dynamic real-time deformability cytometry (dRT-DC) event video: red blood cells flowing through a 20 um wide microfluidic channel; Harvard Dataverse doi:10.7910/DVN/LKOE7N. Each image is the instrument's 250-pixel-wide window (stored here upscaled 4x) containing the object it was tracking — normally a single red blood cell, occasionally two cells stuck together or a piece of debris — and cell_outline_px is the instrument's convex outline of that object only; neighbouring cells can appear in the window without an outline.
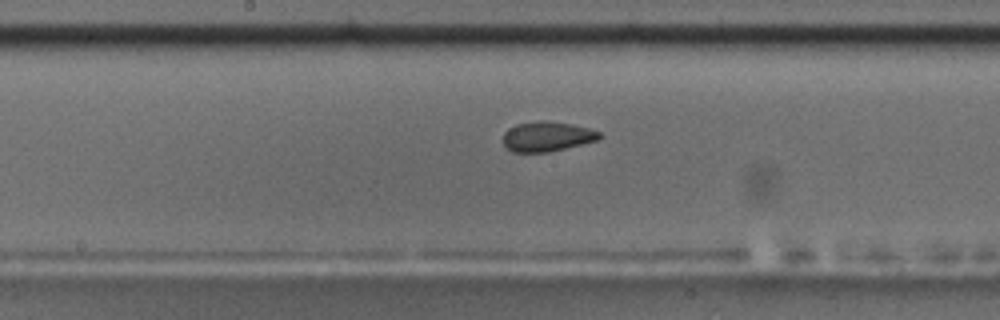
{"species": "common noctule bat (a hibernating species)", "species_latin": "Nyctalus noctula", "temperature_condition": "room temperature", "stored_images_in_passage": 37, "camera_frame_rate_fps": 3000, "um_per_image_px": 0.085, "animal": {"sex": "male", "body_mass_g": 17.5, "forearm_length_mm": 52.3}, "frame": {"image": 1, "passage_image": 16, "time_ms": 5.0, "image_size_px": [1000, 320], "cell_outline_px": [[604, 136], [596, 140], [548, 152], [512, 152], [504, 144], [504, 132], [508, 128], [516, 124], [536, 120], [544, 120], [572, 124], [588, 128], [600, 132]], "centroid_in_image_um": [46.48, 11.58], "position_along_channel_um": 201.7, "area_um2": 16.7}, "authors_computed_cell_mechanics": {"area_um2": 16.9932, "velocity_mm_per_s": 3.7087, "shape_relaxation_time_tau1_ms": 5.2688, "shape_relaxation_time_tau2_ms": 1.5721, "deformation_change_tau1": 0.1152, "deformation_change_tau2": 0.0764}}